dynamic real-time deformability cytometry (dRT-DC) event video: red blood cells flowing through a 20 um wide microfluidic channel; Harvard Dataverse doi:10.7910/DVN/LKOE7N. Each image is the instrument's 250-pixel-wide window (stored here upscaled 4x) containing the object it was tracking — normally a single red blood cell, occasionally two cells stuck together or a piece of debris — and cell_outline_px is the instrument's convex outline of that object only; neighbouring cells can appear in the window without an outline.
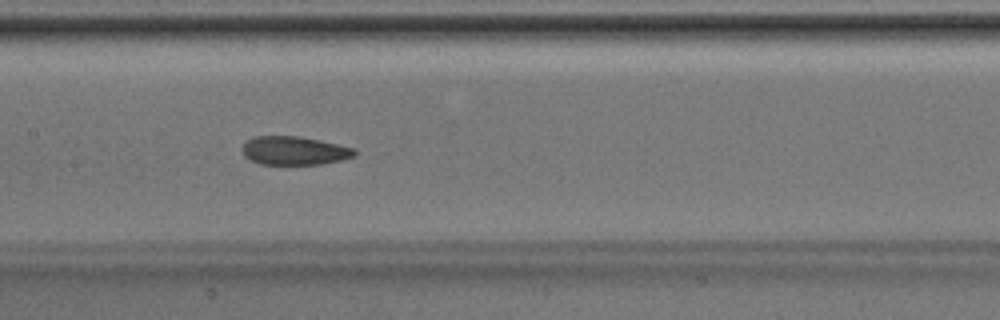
{"species": "Egyptian fruit bat (a non-hibernating species)", "species_latin": "Rousettus aegyptiacus", "temperature_condition": "room temperature", "stored_images_in_passage": 43, "camera_frame_rate_fps": 3000, "um_per_image_px": 0.085, "animal": {"sex": "male"}, "frame": {"image": 1, "passage_image": 19, "time_ms": 6.0, "image_size_px": [1000, 320], "cell_outline_px": [[356, 156], [340, 160], [320, 164], [260, 164], [244, 156], [244, 144], [252, 136], [300, 136], [320, 140], [356, 148]], "centroid_in_image_um": [25.06, 12.8], "position_along_channel_um": 182.3, "area_um2": 18.61}}
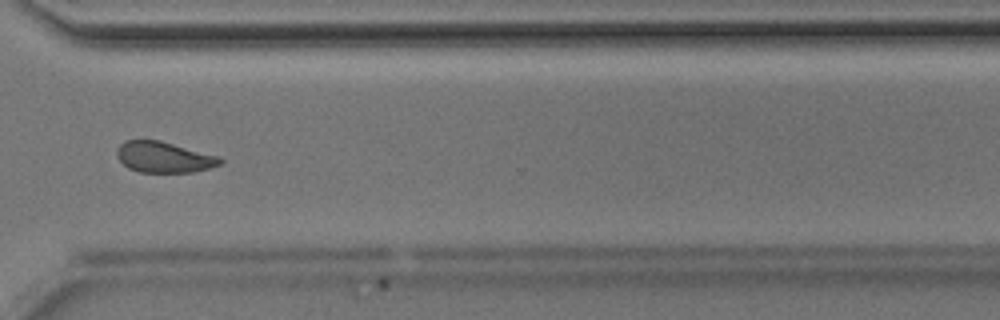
{"frame": {"image": 2, "passage_image": 31, "time_ms": 10.0, "image_size_px": [1000, 320], "cell_outline_px": [[224, 160], [220, 164], [208, 168], [192, 172], [140, 172], [128, 168], [116, 156], [116, 152], [120, 144], [124, 140], [160, 140], [220, 156]], "centroid_in_image_um": [13.93, 13.35], "position_along_channel_um": 356.7, "area_um2": 18.61}}